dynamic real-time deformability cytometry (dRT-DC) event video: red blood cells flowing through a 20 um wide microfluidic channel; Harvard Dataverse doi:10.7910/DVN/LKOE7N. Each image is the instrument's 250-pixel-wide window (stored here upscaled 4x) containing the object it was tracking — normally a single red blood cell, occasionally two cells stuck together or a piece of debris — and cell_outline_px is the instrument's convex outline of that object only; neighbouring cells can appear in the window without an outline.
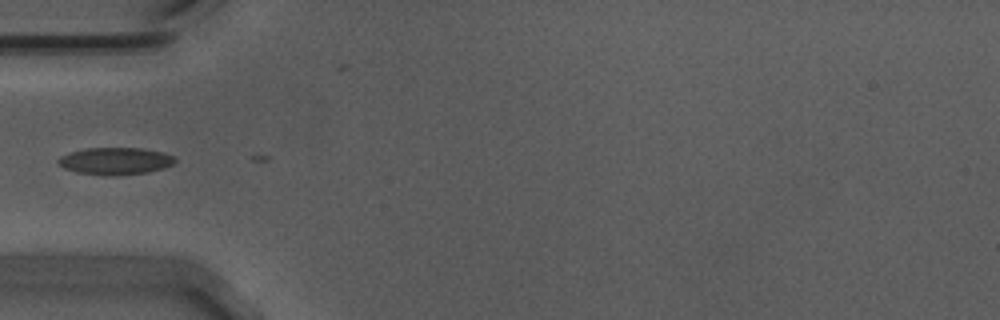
{"species": "Egyptian fruit bat (a non-hibernating species)", "species_latin": "Rousettus aegyptiacus", "temperature_condition": "warm", "stored_images_in_passage": 2, "camera_frame_rate_fps": 3000, "um_per_image_px": 0.085, "animal": {"sex": "male"}, "frame": {"image": 1, "passage_image": 1, "time_ms": 0.0, "image_size_px": [1000, 320], "cell_outline_px": [[176, 160], [172, 164], [164, 168], [148, 172], [108, 176], [76, 172], [64, 168], [56, 164], [56, 160], [60, 156], [68, 152], [88, 148], [140, 148], [164, 152], [172, 156]], "centroid_in_image_um": [9.75, 13.68], "position_along_channel_um": 75.3, "area_um2": 18.55}}